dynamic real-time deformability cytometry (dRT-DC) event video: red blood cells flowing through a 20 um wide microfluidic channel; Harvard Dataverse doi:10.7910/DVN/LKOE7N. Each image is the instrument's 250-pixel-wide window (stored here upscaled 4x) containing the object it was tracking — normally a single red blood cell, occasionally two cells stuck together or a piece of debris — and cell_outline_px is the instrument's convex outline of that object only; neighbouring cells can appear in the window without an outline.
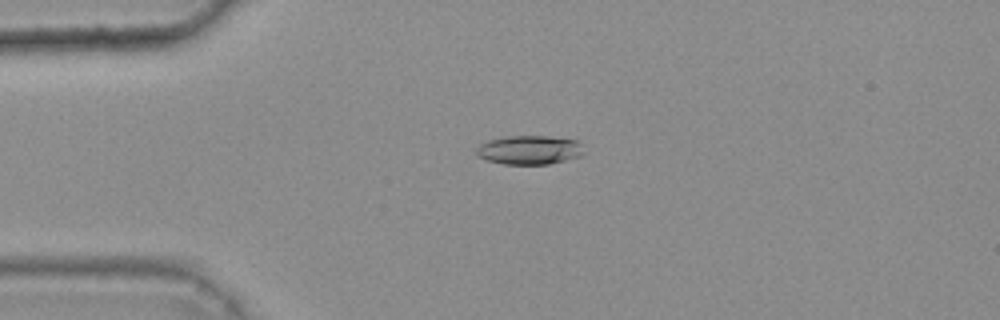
{"species": "common noctule bat (a hibernating species)", "species_latin": "Nyctalus noctula", "temperature_condition": "warm", "stored_images_in_passage": 47, "camera_frame_rate_fps": 3000, "um_per_image_px": 0.085, "animal": {"sex": "female", "body_mass_g": 25.1}, "frame": {"image": 1, "passage_image": 13, "time_ms": 4.0, "image_size_px": [1000, 320], "cell_outline_px": [[584, 152], [580, 156], [548, 164], [504, 164], [488, 160], [476, 156], [476, 148], [480, 144], [488, 140], [504, 136], [548, 136], [580, 140]], "centroid_in_image_um": [45.0, 12.73], "position_along_channel_um": 40.0, "area_um2": 18.26}}
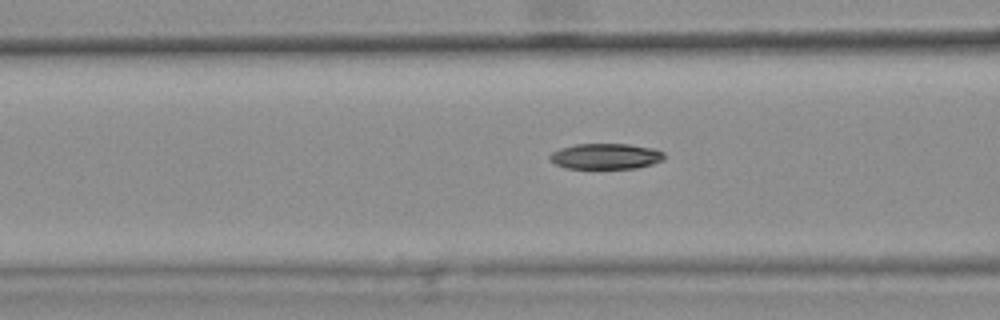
{"frame": {"image": 2, "passage_image": 21, "time_ms": 6.667, "image_size_px": [1000, 320], "cell_outline_px": [[664, 160], [652, 164], [636, 168], [564, 168], [548, 160], [548, 156], [552, 152], [560, 148], [576, 144], [628, 144], [656, 148], [664, 152]], "centroid_in_image_um": [51.49, 13.28], "position_along_channel_um": 115.1, "area_um2": 17.28}}
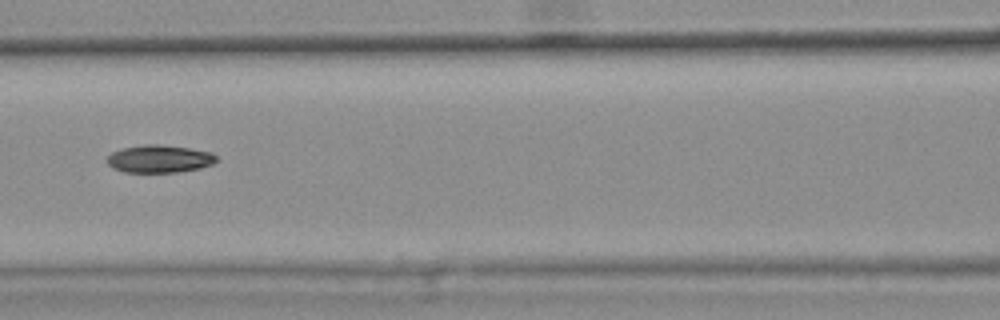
{"frame": {"image": 3, "passage_image": 24, "time_ms": 7.667, "image_size_px": [1000, 320], "cell_outline_px": [[220, 160], [212, 164], [200, 168], [176, 172], [124, 172], [112, 168], [108, 164], [108, 156], [112, 152], [124, 148], [144, 144], [160, 144], [188, 148], [212, 152]], "centroid_in_image_um": [13.57, 13.5], "position_along_channel_um": 153.0, "area_um2": 17.63}, "authors_computed_cell_mechanics": {"area_um2": 17.9758, "velocity_mm_per_s": 3.7841, "shape_relaxation_time_tau1_ms": 7.1312, "shape_relaxation_time_tau2_ms": null, "deformation_change_tau1": 0.1729, "deformation_change_tau2": null}}